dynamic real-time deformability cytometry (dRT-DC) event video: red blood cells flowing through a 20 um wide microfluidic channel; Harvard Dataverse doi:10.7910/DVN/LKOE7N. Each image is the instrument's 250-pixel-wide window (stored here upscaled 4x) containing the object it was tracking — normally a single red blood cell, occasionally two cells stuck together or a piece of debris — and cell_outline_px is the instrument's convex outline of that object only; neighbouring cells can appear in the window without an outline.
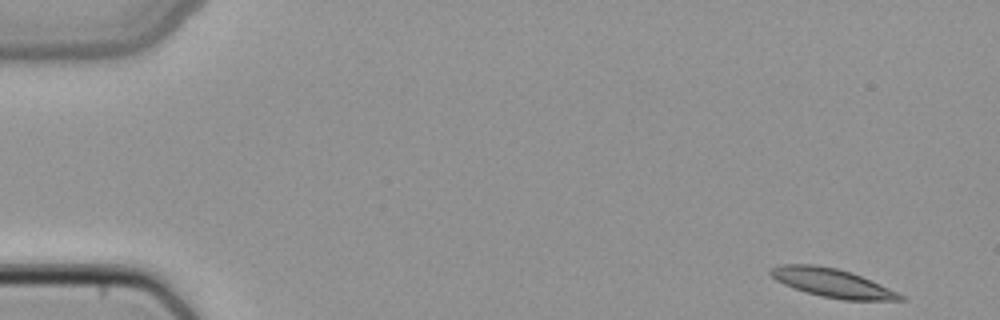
{"species": "common noctule bat (a hibernating species)", "species_latin": "Nyctalus noctula", "temperature_condition": "cold", "stored_images_in_passage": 5, "camera_frame_rate_fps": 3000, "um_per_image_px": 0.085, "animal": {"sex": "female", "body_mass_g": 22.7, "forearm_length_mm": 54.2}, "frame": {"image": 1, "passage_image": 1, "time_ms": 0.0, "image_size_px": [1000, 320], "cell_outline_px": [[908, 300], [844, 300], [820, 296], [784, 284], [776, 280], [768, 272], [772, 268], [780, 264], [812, 264], [836, 268], [872, 280], [904, 296]], "centroid_in_image_um": [70.74, 24.05], "position_along_channel_um": 14.3, "area_um2": 21.27}}
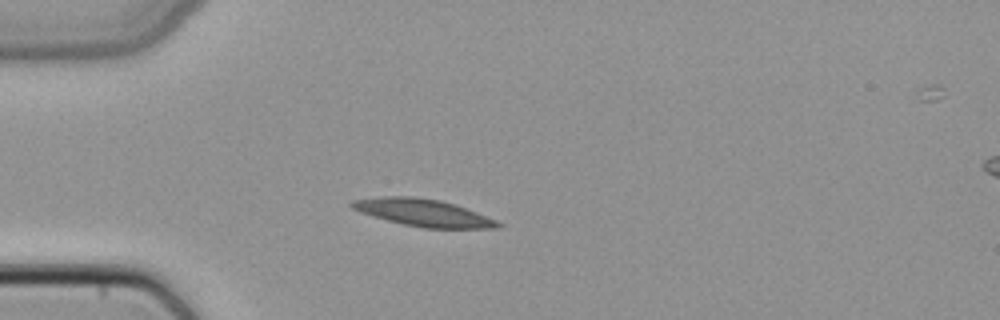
{"frame": {"image": 2, "passage_image": 4, "time_ms": 1.0, "image_size_px": [1000, 320], "cell_outline_px": [[504, 224], [500, 228], [424, 228], [404, 224], [388, 220], [360, 212], [352, 208], [348, 204], [352, 200], [380, 196], [412, 196], [440, 200], [456, 204], [496, 220]], "centroid_in_image_um": [35.98, 18.07], "position_along_channel_um": 49.0, "area_um2": 23.12}}